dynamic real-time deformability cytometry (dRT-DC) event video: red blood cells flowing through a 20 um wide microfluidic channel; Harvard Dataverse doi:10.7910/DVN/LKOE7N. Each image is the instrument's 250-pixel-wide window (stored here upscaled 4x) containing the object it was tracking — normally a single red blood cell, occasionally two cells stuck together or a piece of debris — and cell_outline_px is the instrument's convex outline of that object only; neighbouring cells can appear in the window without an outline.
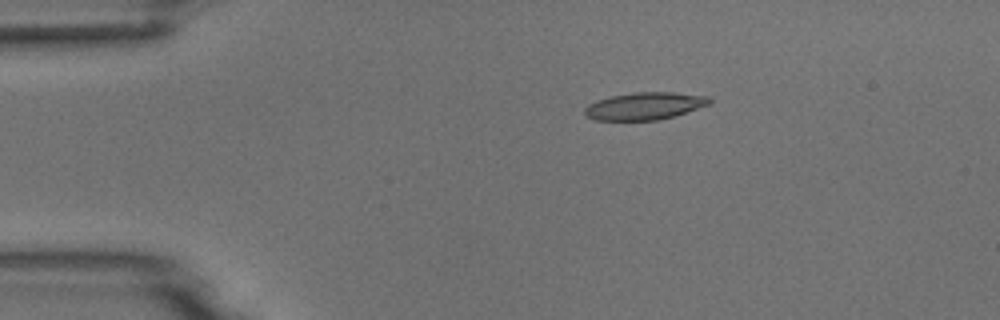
{"species": "common noctule bat (a hibernating species)", "species_latin": "Nyctalus noctula", "temperature_condition": "room temperature", "stored_images_in_passage": 7, "camera_frame_rate_fps": 3000, "um_per_image_px": 0.085, "animal": {"sex": "male", "body_mass_g": 18.8}, "frame": {"image": 1, "passage_image": 3, "time_ms": 2.333, "image_size_px": [1000, 320], "cell_outline_px": [[712, 104], [676, 116], [660, 120], [596, 120], [584, 116], [584, 108], [588, 104], [596, 100], [612, 96], [636, 92], [672, 92], [708, 96], [712, 100]], "centroid_in_image_um": [54.82, 9.02], "position_along_channel_um": 30.2, "area_um2": 20.17}}
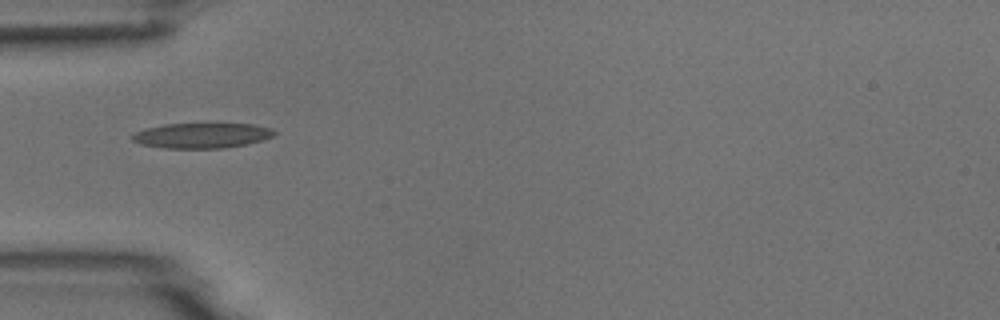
{"frame": {"image": 2, "passage_image": 5, "time_ms": 4.667, "image_size_px": [1000, 320], "cell_outline_px": [[276, 132], [272, 136], [248, 144], [224, 148], [164, 148], [140, 144], [132, 140], [132, 136], [136, 132], [144, 128], [164, 124], [252, 124], [268, 128]], "centroid_in_image_um": [17.1, 11.52], "position_along_channel_um": 67.9, "area_um2": 20.63}}